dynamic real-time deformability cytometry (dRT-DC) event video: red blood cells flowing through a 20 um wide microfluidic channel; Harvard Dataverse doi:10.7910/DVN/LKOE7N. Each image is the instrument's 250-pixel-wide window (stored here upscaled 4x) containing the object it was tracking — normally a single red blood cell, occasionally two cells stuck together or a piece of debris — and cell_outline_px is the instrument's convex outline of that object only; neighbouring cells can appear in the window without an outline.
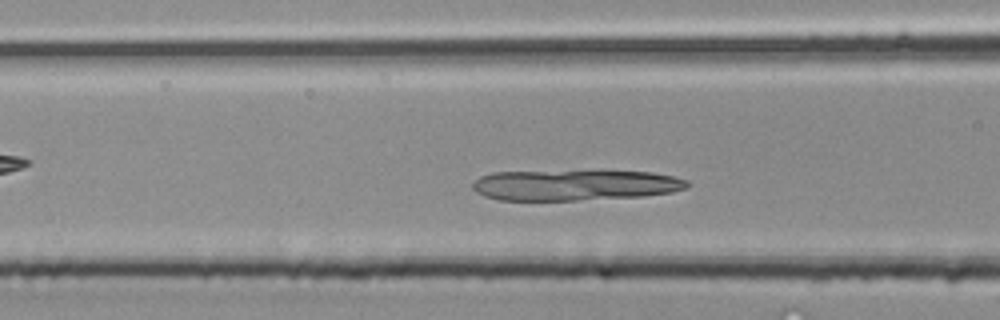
{"species": "common noctule bat (a hibernating species)", "species_latin": "Nyctalus noctula", "temperature_condition": "room temperature", "stored_images_in_passage": 34, "camera_frame_rate_fps": 3000, "um_per_image_px": 0.085, "animal": {"sex": "male", "body_mass_g": 20.4}, "frame": {"image": 1, "passage_image": 9, "time_ms": 2.667, "image_size_px": [1000, 320], "cell_outline_px": [[688, 188], [672, 192], [644, 196], [576, 200], [500, 200], [484, 196], [476, 192], [472, 188], [472, 184], [480, 176], [492, 172], [652, 172], [672, 176], [688, 180]], "centroid_in_image_um": [48.86, 15.75], "position_along_channel_um": 117.7, "area_um2": 37.86}}
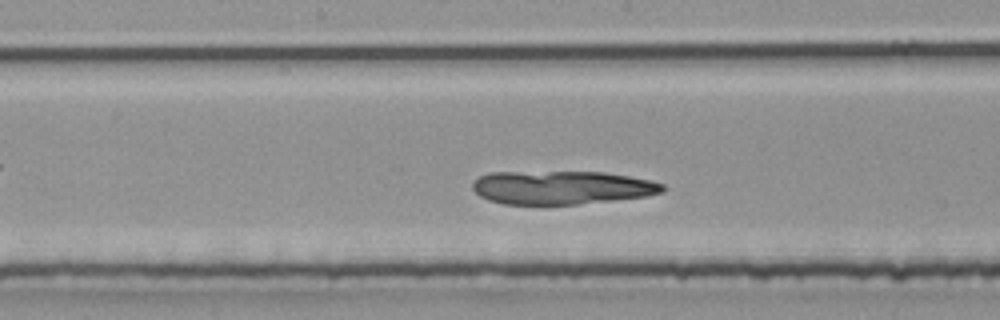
{"frame": {"image": 2, "passage_image": 14, "time_ms": 4.333, "image_size_px": [1000, 320], "cell_outline_px": [[664, 192], [648, 196], [576, 204], [504, 204], [488, 200], [480, 196], [472, 188], [472, 184], [480, 176], [492, 172], [604, 172], [628, 176], [648, 180], [664, 184]], "centroid_in_image_um": [47.74, 15.94], "position_along_channel_um": 200.5, "area_um2": 36.88}}
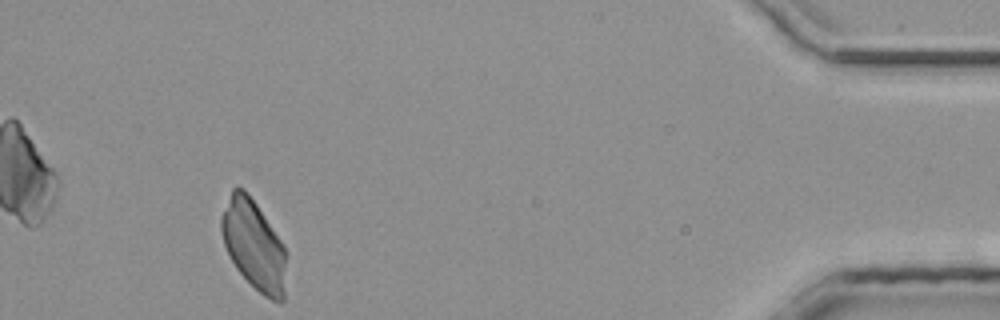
{"frame": {"image": 3, "passage_image": 31, "time_ms": 10.0, "image_size_px": [1000, 320], "cell_outline_px": [[284, 300], [280, 304], [264, 296], [236, 268], [224, 244], [220, 228], [220, 220], [232, 188], [236, 184], [244, 188], [248, 192], [284, 244]], "centroid_in_image_um": [21.55, 20.78], "position_along_channel_um": 413.6, "area_um2": 33.47}}